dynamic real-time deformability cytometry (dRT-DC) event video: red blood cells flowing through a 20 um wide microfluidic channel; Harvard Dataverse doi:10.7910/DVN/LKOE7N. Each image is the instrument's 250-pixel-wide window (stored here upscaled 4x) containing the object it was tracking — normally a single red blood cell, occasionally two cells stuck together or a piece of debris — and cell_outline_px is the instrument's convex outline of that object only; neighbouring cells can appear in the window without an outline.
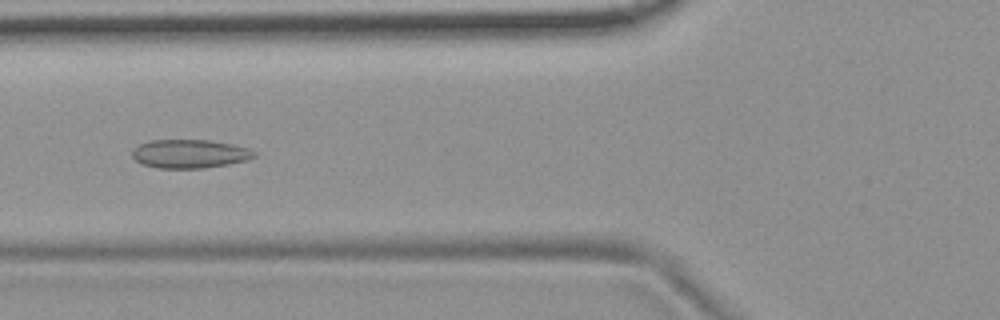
{"species": "common noctule bat (a hibernating species)", "species_latin": "Nyctalus noctula", "temperature_condition": "room temperature", "stored_images_in_passage": 45, "camera_frame_rate_fps": 3000, "um_per_image_px": 0.085, "animal": {"sex": "female", "body_mass_g": 19.9}, "frame": {"image": 1, "passage_image": 11, "time_ms": 3.333, "image_size_px": [1000, 320], "cell_outline_px": [[256, 156], [248, 160], [228, 164], [204, 168], [156, 168], [144, 164], [136, 160], [132, 156], [132, 148], [148, 140], [208, 140], [232, 144], [248, 148], [256, 152]], "centroid_in_image_um": [16.12, 13.07], "position_along_channel_um": 109.7, "area_um2": 20.4}}
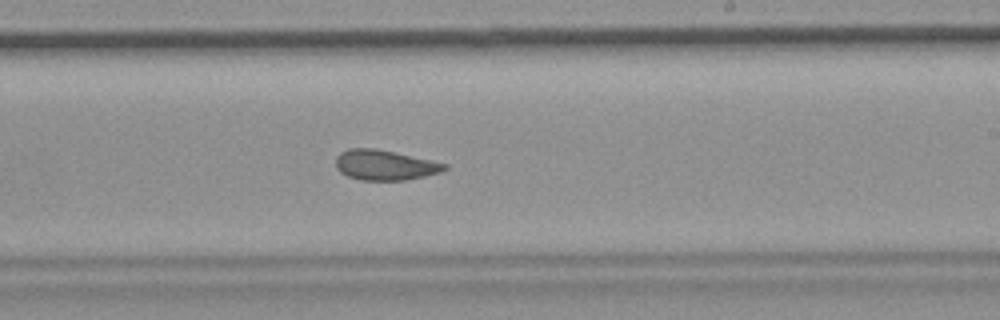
{"frame": {"image": 2, "passage_image": 23, "time_ms": 7.333, "image_size_px": [1000, 320], "cell_outline_px": [[448, 168], [440, 172], [424, 176], [404, 180], [360, 180], [348, 176], [340, 172], [336, 168], [336, 156], [340, 152], [348, 148], [376, 148], [432, 160], [448, 164]], "centroid_in_image_um": [32.69, 14.02], "position_along_channel_um": 256.3, "area_um2": 19.19}}
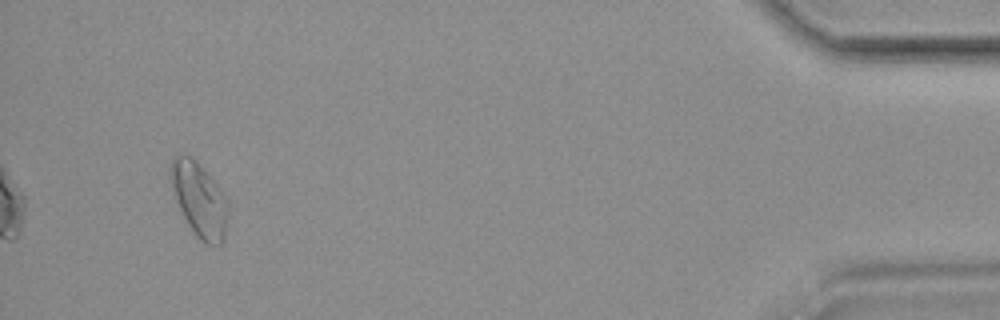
{"frame": {"image": 3, "passage_image": 42, "time_ms": 13.667, "image_size_px": [1000, 320], "cell_outline_px": [[228, 216], [224, 240], [220, 244], [204, 244], [192, 232], [176, 200], [168, 180], [168, 164], [176, 156], [192, 156], [196, 160], [228, 200]], "centroid_in_image_um": [16.91, 16.97], "position_along_channel_um": 418.3, "area_um2": 24.91}, "authors_computed_cell_mechanics": {"area_um2": 20.6924, "velocity_mm_per_s": 3.6742, "shape_relaxation_time_tau1_ms": null, "shape_relaxation_time_tau2_ms": 1.6955, "deformation_change_tau1": null, "deformation_change_tau2": 0.0578}}